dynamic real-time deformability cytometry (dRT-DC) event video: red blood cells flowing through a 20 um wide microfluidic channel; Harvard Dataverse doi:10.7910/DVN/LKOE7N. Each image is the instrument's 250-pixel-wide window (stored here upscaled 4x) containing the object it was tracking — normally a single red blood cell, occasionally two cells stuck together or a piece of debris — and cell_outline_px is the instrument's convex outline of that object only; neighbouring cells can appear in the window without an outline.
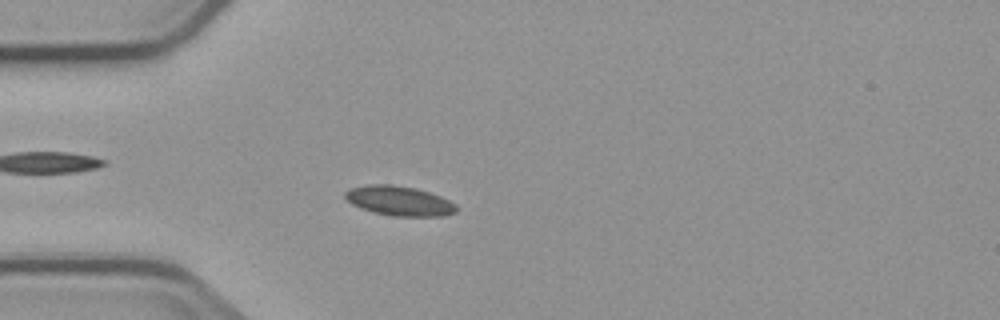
{"species": "common noctule bat (a hibernating species)", "species_latin": "Nyctalus noctula", "temperature_condition": "cold", "stored_images_in_passage": 5, "camera_frame_rate_fps": 3000, "um_per_image_px": 0.085, "animal": {"sex": "male", "body_mass_g": 23.1, "forearm_length_mm": 52.7}, "frame": {"image": 1, "passage_image": 5, "time_ms": 5.0, "image_size_px": [1000, 320], "cell_outline_px": [[456, 212], [444, 216], [392, 216], [372, 212], [360, 208], [352, 204], [344, 196], [344, 192], [352, 188], [368, 184], [392, 184], [416, 188], [440, 196], [456, 204]], "centroid_in_image_um": [33.92, 17.07], "position_along_channel_um": 51.1, "area_um2": 19.25}}